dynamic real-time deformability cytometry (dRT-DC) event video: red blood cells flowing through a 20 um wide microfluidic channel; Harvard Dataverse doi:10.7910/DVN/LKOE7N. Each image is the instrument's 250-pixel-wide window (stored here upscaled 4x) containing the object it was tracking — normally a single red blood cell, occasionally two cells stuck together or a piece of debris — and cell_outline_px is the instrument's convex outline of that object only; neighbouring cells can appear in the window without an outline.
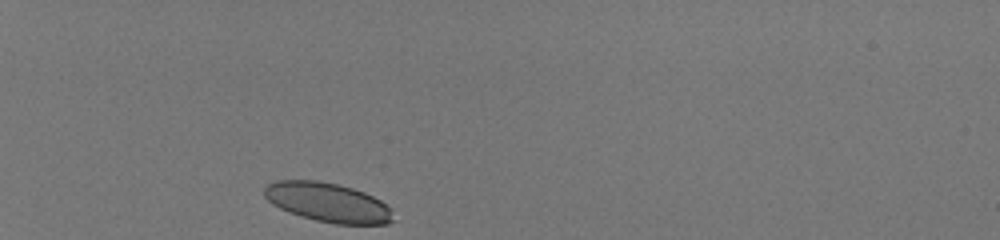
{"species": "human", "species_latin": "Homo sapiens", "temperature_condition": "room temperature", "stored_images_in_passage": 32, "camera_frame_rate_fps": 3000, "um_per_image_px": 0.085, "donor": {"sex": "male"}, "frame": {"image": 1, "passage_image": 1, "time_ms": 0.0, "image_size_px": [1000, 240], "cell_outline_px": [[396, 220], [388, 224], [336, 224], [316, 220], [300, 216], [288, 212], [272, 204], [264, 196], [264, 188], [268, 184], [276, 180], [316, 180], [336, 184], [352, 188], [364, 192], [380, 200], [388, 208]], "centroid_in_image_um": [27.85, 17.21], "position_along_channel_um": 57.2, "area_um2": 29.42}}
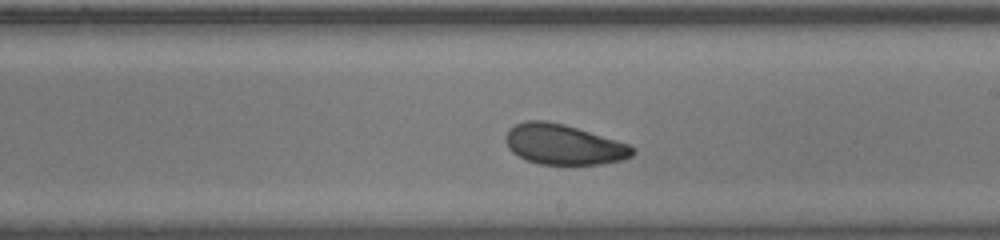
{"frame": {"image": 2, "passage_image": 18, "time_ms": 5.667, "image_size_px": [1000, 240], "cell_outline_px": [[636, 152], [632, 156], [624, 160], [600, 164], [540, 164], [528, 160], [512, 152], [508, 148], [504, 136], [508, 128], [524, 120], [544, 120], [564, 124], [616, 140], [628, 144], [636, 148]], "centroid_in_image_um": [47.9, 12.27], "position_along_channel_um": 241.1, "area_um2": 29.82}}
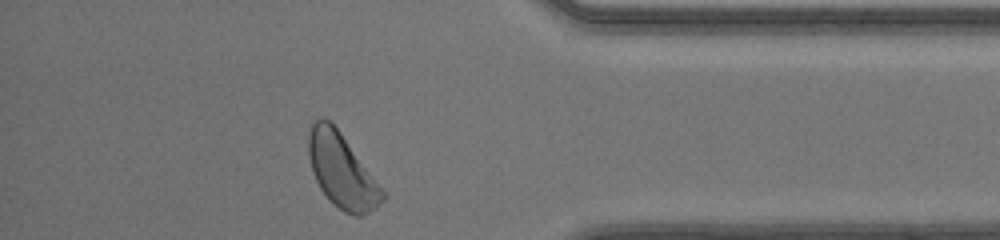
{"frame": {"image": 3, "passage_image": 31, "time_ms": 10.0, "image_size_px": [1000, 240], "cell_outline_px": [[384, 200], [376, 208], [360, 216], [356, 216], [344, 212], [332, 204], [320, 188], [312, 172], [308, 156], [308, 124], [320, 116], [324, 116], [340, 132], [384, 192]], "centroid_in_image_um": [28.99, 14.49], "position_along_channel_um": 406.2, "area_um2": 31.67}, "authors_computed_cell_mechanics": {"area_um2": 30.3739, "velocity_mm_per_s": 4.076, "shape_relaxation_time_tau1_ms": 4.2061, "shape_relaxation_time_tau2_ms": 1.8359, "deformation_change_tau1": 0.1029, "deformation_change_tau2": 0.078}}